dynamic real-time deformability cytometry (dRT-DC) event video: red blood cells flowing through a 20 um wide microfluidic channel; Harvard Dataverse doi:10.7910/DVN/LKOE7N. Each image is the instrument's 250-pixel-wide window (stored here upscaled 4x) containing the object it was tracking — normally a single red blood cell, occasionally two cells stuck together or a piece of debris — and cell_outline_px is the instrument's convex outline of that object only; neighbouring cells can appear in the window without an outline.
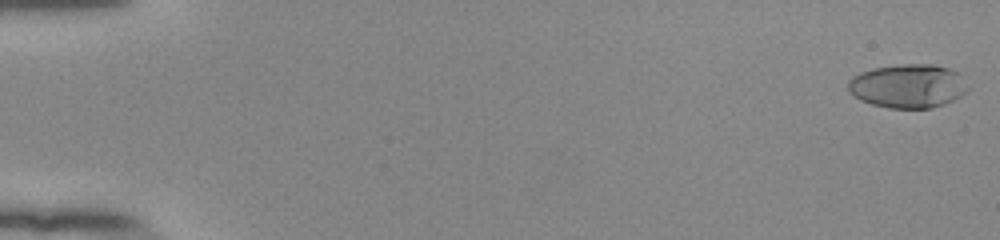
{"species": "human", "species_latin": "Homo sapiens", "temperature_condition": "room temperature", "stored_images_in_passage": 54, "camera_frame_rate_fps": 3000, "um_per_image_px": 0.085, "donor": {"sex": "female"}, "frame": {"image": 1, "passage_image": 1, "time_ms": 0.0, "image_size_px": [1000, 240], "cell_outline_px": [[968, 92], [944, 104], [932, 108], [888, 108], [872, 104], [860, 100], [848, 92], [848, 80], [852, 76], [860, 72], [872, 68], [900, 64], [932, 64], [948, 68], [956, 72], [968, 88]], "centroid_in_image_um": [77.12, 7.31], "position_along_channel_um": 7.9, "area_um2": 30.58}}
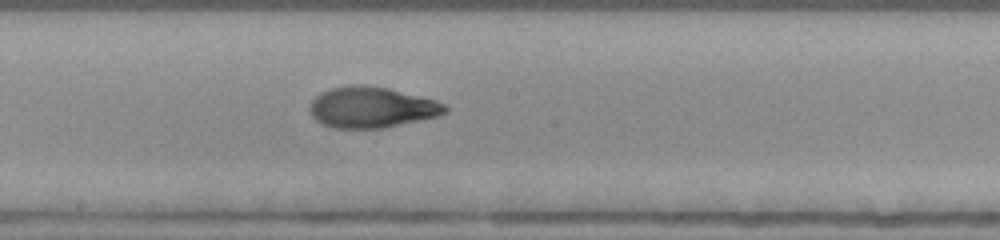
{"frame": {"image": 2, "passage_image": 31, "time_ms": 10.0, "image_size_px": [1000, 240], "cell_outline_px": [[448, 108], [440, 116], [384, 128], [332, 128], [316, 120], [312, 116], [308, 108], [312, 100], [320, 92], [332, 88], [352, 84], [364, 84], [388, 88], [436, 100], [444, 104]], "centroid_in_image_um": [31.57, 9.12], "position_along_channel_um": 216.6, "area_um2": 32.37}}
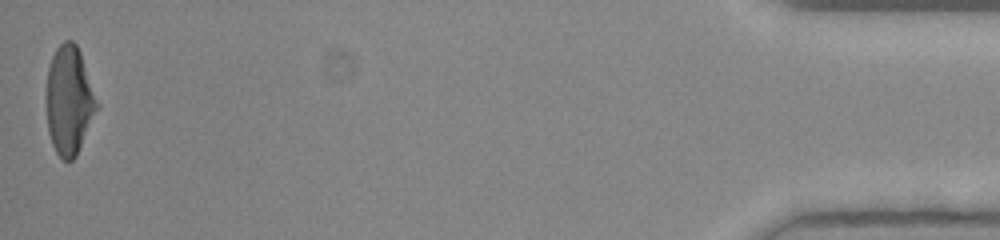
{"frame": {"image": 3, "passage_image": 54, "time_ms": 17.667, "image_size_px": [1000, 240], "cell_outline_px": [[100, 104], [76, 156], [72, 160], [64, 160], [56, 152], [52, 144], [48, 132], [44, 100], [44, 96], [48, 68], [52, 56], [56, 48], [64, 40], [72, 40], [76, 44], [80, 52]], "centroid_in_image_um": [5.85, 8.52], "position_along_channel_um": 429.3, "area_um2": 32.6}, "authors_computed_cell_mechanics": {"area_um2": 31.4143, "velocity_mm_per_s": 3.9124, "shape_relaxation_time_tau1_ms": 4.2585, "shape_relaxation_time_tau2_ms": 1.4365, "deformation_change_tau1": 0.2073, "deformation_change_tau2": 0.0751}}